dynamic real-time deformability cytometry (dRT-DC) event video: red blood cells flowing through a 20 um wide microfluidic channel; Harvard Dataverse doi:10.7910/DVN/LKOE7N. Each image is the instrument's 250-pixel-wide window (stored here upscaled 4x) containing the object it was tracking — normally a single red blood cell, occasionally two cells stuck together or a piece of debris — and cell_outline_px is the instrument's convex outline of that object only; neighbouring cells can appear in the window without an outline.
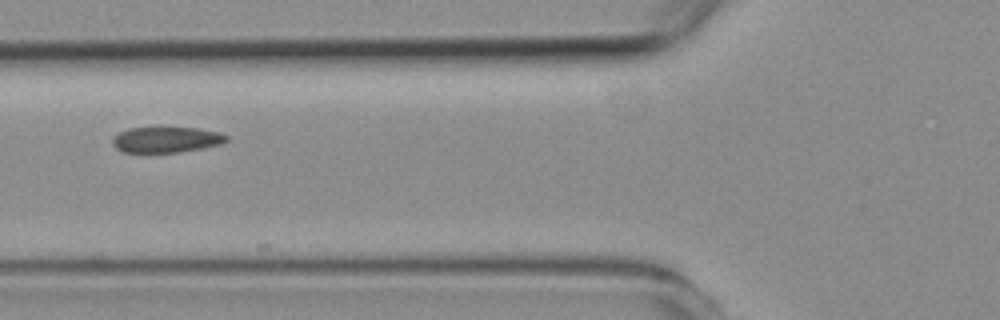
{"species": "common noctule bat (a hibernating species)", "species_latin": "Nyctalus noctula", "temperature_condition": "room temperature", "stored_images_in_passage": 3, "camera_frame_rate_fps": 3000, "um_per_image_px": 0.085, "animal": {"sex": "female", "body_mass_g": 19.3, "forearm_length_mm": 54.1}, "frame": {"image": 1, "passage_image": 2, "time_ms": 1.333, "image_size_px": [1000, 320], "cell_outline_px": [[228, 140], [220, 144], [180, 152], [124, 152], [116, 148], [112, 144], [112, 136], [128, 128], [160, 124], [196, 128], [216, 132], [228, 136]], "centroid_in_image_um": [14.06, 11.81], "position_along_channel_um": 111.7, "area_um2": 17.8}}
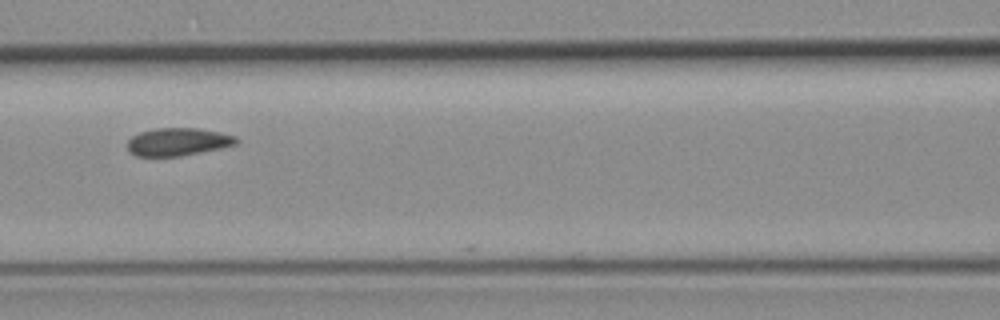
{"frame": {"image": 2, "passage_image": 3, "time_ms": 2.333, "image_size_px": [1000, 320], "cell_outline_px": [[240, 140], [236, 144], [220, 148], [180, 156], [136, 156], [128, 148], [128, 140], [132, 136], [140, 132], [156, 128], [200, 128], [220, 132], [236, 136]], "centroid_in_image_um": [15.15, 12.04], "position_along_channel_um": 151.4, "area_um2": 17.57}}